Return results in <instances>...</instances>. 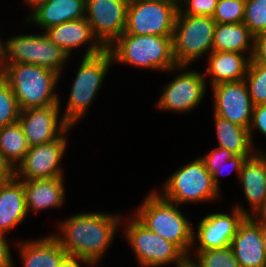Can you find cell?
<instances>
[{"instance_id": "6da1fadb", "label": "cell", "mask_w": 266, "mask_h": 267, "mask_svg": "<svg viewBox=\"0 0 266 267\" xmlns=\"http://www.w3.org/2000/svg\"><path fill=\"white\" fill-rule=\"evenodd\" d=\"M100 212L79 213L59 222L61 235L54 234L68 255L89 260L94 266L102 259L119 230L121 219Z\"/></svg>"}, {"instance_id": "7a4b0ae2", "label": "cell", "mask_w": 266, "mask_h": 267, "mask_svg": "<svg viewBox=\"0 0 266 267\" xmlns=\"http://www.w3.org/2000/svg\"><path fill=\"white\" fill-rule=\"evenodd\" d=\"M0 75L13 89L20 110L60 104L55 86L60 74L31 64H2Z\"/></svg>"}, {"instance_id": "3957f363", "label": "cell", "mask_w": 266, "mask_h": 267, "mask_svg": "<svg viewBox=\"0 0 266 267\" xmlns=\"http://www.w3.org/2000/svg\"><path fill=\"white\" fill-rule=\"evenodd\" d=\"M159 192L160 190L151 191L134 212V216L149 230L176 244L191 257L194 226L178 209L179 205L164 199Z\"/></svg>"}, {"instance_id": "277c9868", "label": "cell", "mask_w": 266, "mask_h": 267, "mask_svg": "<svg viewBox=\"0 0 266 267\" xmlns=\"http://www.w3.org/2000/svg\"><path fill=\"white\" fill-rule=\"evenodd\" d=\"M113 63L159 71H177L172 37L122 34L109 48Z\"/></svg>"}, {"instance_id": "5b68a950", "label": "cell", "mask_w": 266, "mask_h": 267, "mask_svg": "<svg viewBox=\"0 0 266 267\" xmlns=\"http://www.w3.org/2000/svg\"><path fill=\"white\" fill-rule=\"evenodd\" d=\"M112 62L113 57L108 49L94 56H82L74 82L70 87L71 90H69L65 112L62 113L64 121L70 127L76 125L84 115L86 116L88 108L102 87V82Z\"/></svg>"}, {"instance_id": "8992f818", "label": "cell", "mask_w": 266, "mask_h": 267, "mask_svg": "<svg viewBox=\"0 0 266 267\" xmlns=\"http://www.w3.org/2000/svg\"><path fill=\"white\" fill-rule=\"evenodd\" d=\"M69 54L55 45L47 35L22 34L9 37L2 44L0 66L2 64H31L50 69L61 75Z\"/></svg>"}, {"instance_id": "52a82bcc", "label": "cell", "mask_w": 266, "mask_h": 267, "mask_svg": "<svg viewBox=\"0 0 266 267\" xmlns=\"http://www.w3.org/2000/svg\"><path fill=\"white\" fill-rule=\"evenodd\" d=\"M216 22L209 16H192L181 14L176 16L172 50L178 66H188L200 57L213 52V40Z\"/></svg>"}, {"instance_id": "ba28073f", "label": "cell", "mask_w": 266, "mask_h": 267, "mask_svg": "<svg viewBox=\"0 0 266 267\" xmlns=\"http://www.w3.org/2000/svg\"><path fill=\"white\" fill-rule=\"evenodd\" d=\"M163 184V192L159 194L177 205L210 202L221 194L201 157L181 166Z\"/></svg>"}, {"instance_id": "9c48e42d", "label": "cell", "mask_w": 266, "mask_h": 267, "mask_svg": "<svg viewBox=\"0 0 266 267\" xmlns=\"http://www.w3.org/2000/svg\"><path fill=\"white\" fill-rule=\"evenodd\" d=\"M126 223L124 235L137 257L138 265L161 267L175 263L176 267L188 266V256L176 244L149 230L134 214Z\"/></svg>"}, {"instance_id": "30bf717a", "label": "cell", "mask_w": 266, "mask_h": 267, "mask_svg": "<svg viewBox=\"0 0 266 267\" xmlns=\"http://www.w3.org/2000/svg\"><path fill=\"white\" fill-rule=\"evenodd\" d=\"M178 9L158 1H129L123 34L172 37Z\"/></svg>"}, {"instance_id": "8fae6325", "label": "cell", "mask_w": 266, "mask_h": 267, "mask_svg": "<svg viewBox=\"0 0 266 267\" xmlns=\"http://www.w3.org/2000/svg\"><path fill=\"white\" fill-rule=\"evenodd\" d=\"M69 127L58 139L51 142L30 146L23 161L15 169V177L19 180H38L64 177L60 167L67 147Z\"/></svg>"}, {"instance_id": "7c38bea8", "label": "cell", "mask_w": 266, "mask_h": 267, "mask_svg": "<svg viewBox=\"0 0 266 267\" xmlns=\"http://www.w3.org/2000/svg\"><path fill=\"white\" fill-rule=\"evenodd\" d=\"M187 67L178 66V70L182 73L178 72L172 81L165 84L164 91L156 104L158 109L164 112L167 110L182 113L195 109L201 103L207 89L205 74L188 70Z\"/></svg>"}, {"instance_id": "4fadbf2b", "label": "cell", "mask_w": 266, "mask_h": 267, "mask_svg": "<svg viewBox=\"0 0 266 267\" xmlns=\"http://www.w3.org/2000/svg\"><path fill=\"white\" fill-rule=\"evenodd\" d=\"M129 0H86V20L108 49L124 32Z\"/></svg>"}, {"instance_id": "5bb4252c", "label": "cell", "mask_w": 266, "mask_h": 267, "mask_svg": "<svg viewBox=\"0 0 266 267\" xmlns=\"http://www.w3.org/2000/svg\"><path fill=\"white\" fill-rule=\"evenodd\" d=\"M231 212L230 215L215 212L203 217L198 223L197 232L193 231L192 249L197 242V247L195 246L196 250L231 246V241L240 223L248 216V211L239 203L234 206Z\"/></svg>"}, {"instance_id": "9a60e30c", "label": "cell", "mask_w": 266, "mask_h": 267, "mask_svg": "<svg viewBox=\"0 0 266 267\" xmlns=\"http://www.w3.org/2000/svg\"><path fill=\"white\" fill-rule=\"evenodd\" d=\"M214 98V114L249 129L253 112L245 80L223 82L211 86Z\"/></svg>"}, {"instance_id": "2e32d148", "label": "cell", "mask_w": 266, "mask_h": 267, "mask_svg": "<svg viewBox=\"0 0 266 267\" xmlns=\"http://www.w3.org/2000/svg\"><path fill=\"white\" fill-rule=\"evenodd\" d=\"M60 105L21 110V124L29 146L40 145L58 139L70 126L60 114Z\"/></svg>"}, {"instance_id": "e0dca14e", "label": "cell", "mask_w": 266, "mask_h": 267, "mask_svg": "<svg viewBox=\"0 0 266 267\" xmlns=\"http://www.w3.org/2000/svg\"><path fill=\"white\" fill-rule=\"evenodd\" d=\"M44 33L51 42L64 49L69 56L72 55V49L83 47L88 43L90 45L88 44L84 57L100 54L106 49L94 36L86 18L49 27Z\"/></svg>"}, {"instance_id": "ac0fdd59", "label": "cell", "mask_w": 266, "mask_h": 267, "mask_svg": "<svg viewBox=\"0 0 266 267\" xmlns=\"http://www.w3.org/2000/svg\"><path fill=\"white\" fill-rule=\"evenodd\" d=\"M231 247L240 267H266L261 225L251 216H246L240 223Z\"/></svg>"}, {"instance_id": "d6986e66", "label": "cell", "mask_w": 266, "mask_h": 267, "mask_svg": "<svg viewBox=\"0 0 266 267\" xmlns=\"http://www.w3.org/2000/svg\"><path fill=\"white\" fill-rule=\"evenodd\" d=\"M30 14L26 22H34L45 31L64 22L84 19L86 0H47L33 8Z\"/></svg>"}, {"instance_id": "ffe728a7", "label": "cell", "mask_w": 266, "mask_h": 267, "mask_svg": "<svg viewBox=\"0 0 266 267\" xmlns=\"http://www.w3.org/2000/svg\"><path fill=\"white\" fill-rule=\"evenodd\" d=\"M21 181L25 190L28 214L30 211L59 208L64 204L66 198L64 177Z\"/></svg>"}, {"instance_id": "44dd1931", "label": "cell", "mask_w": 266, "mask_h": 267, "mask_svg": "<svg viewBox=\"0 0 266 267\" xmlns=\"http://www.w3.org/2000/svg\"><path fill=\"white\" fill-rule=\"evenodd\" d=\"M239 180L251 208L248 211L250 216L266 199V152L259 148V151L243 162Z\"/></svg>"}, {"instance_id": "7402d4cb", "label": "cell", "mask_w": 266, "mask_h": 267, "mask_svg": "<svg viewBox=\"0 0 266 267\" xmlns=\"http://www.w3.org/2000/svg\"><path fill=\"white\" fill-rule=\"evenodd\" d=\"M28 215L23 182L15 176L0 185V234L21 224Z\"/></svg>"}, {"instance_id": "603a6c76", "label": "cell", "mask_w": 266, "mask_h": 267, "mask_svg": "<svg viewBox=\"0 0 266 267\" xmlns=\"http://www.w3.org/2000/svg\"><path fill=\"white\" fill-rule=\"evenodd\" d=\"M20 252L23 267H59L67 251L52 235L41 237L35 241L19 242L17 246Z\"/></svg>"}, {"instance_id": "cb8c5ba5", "label": "cell", "mask_w": 266, "mask_h": 267, "mask_svg": "<svg viewBox=\"0 0 266 267\" xmlns=\"http://www.w3.org/2000/svg\"><path fill=\"white\" fill-rule=\"evenodd\" d=\"M208 58L204 74L211 76L212 86L244 80L251 60L248 55L237 52H212Z\"/></svg>"}, {"instance_id": "d4e9b609", "label": "cell", "mask_w": 266, "mask_h": 267, "mask_svg": "<svg viewBox=\"0 0 266 267\" xmlns=\"http://www.w3.org/2000/svg\"><path fill=\"white\" fill-rule=\"evenodd\" d=\"M255 36L241 23H217L214 31L213 52H237L247 51L252 58Z\"/></svg>"}, {"instance_id": "484cf974", "label": "cell", "mask_w": 266, "mask_h": 267, "mask_svg": "<svg viewBox=\"0 0 266 267\" xmlns=\"http://www.w3.org/2000/svg\"><path fill=\"white\" fill-rule=\"evenodd\" d=\"M218 147L227 149L234 155L244 156L246 159L257 151L249 135V129L214 115Z\"/></svg>"}, {"instance_id": "4316f807", "label": "cell", "mask_w": 266, "mask_h": 267, "mask_svg": "<svg viewBox=\"0 0 266 267\" xmlns=\"http://www.w3.org/2000/svg\"><path fill=\"white\" fill-rule=\"evenodd\" d=\"M30 146L19 122L0 128V153L16 169Z\"/></svg>"}, {"instance_id": "83f0119b", "label": "cell", "mask_w": 266, "mask_h": 267, "mask_svg": "<svg viewBox=\"0 0 266 267\" xmlns=\"http://www.w3.org/2000/svg\"><path fill=\"white\" fill-rule=\"evenodd\" d=\"M201 159L204 161L205 167L212 175L213 184L218 191L221 189L219 185V176H222V173H225V170L227 171V167L228 170L232 168L239 178L242 164L246 160L244 156L234 155L227 149L221 147H215L212 151L203 155ZM227 173L228 171L225 174Z\"/></svg>"}, {"instance_id": "f1b7e54d", "label": "cell", "mask_w": 266, "mask_h": 267, "mask_svg": "<svg viewBox=\"0 0 266 267\" xmlns=\"http://www.w3.org/2000/svg\"><path fill=\"white\" fill-rule=\"evenodd\" d=\"M195 252V259L188 257L189 267H240L231 246Z\"/></svg>"}, {"instance_id": "f546056e", "label": "cell", "mask_w": 266, "mask_h": 267, "mask_svg": "<svg viewBox=\"0 0 266 267\" xmlns=\"http://www.w3.org/2000/svg\"><path fill=\"white\" fill-rule=\"evenodd\" d=\"M244 80L253 105L266 104V64L251 59Z\"/></svg>"}, {"instance_id": "4dcf8cb0", "label": "cell", "mask_w": 266, "mask_h": 267, "mask_svg": "<svg viewBox=\"0 0 266 267\" xmlns=\"http://www.w3.org/2000/svg\"><path fill=\"white\" fill-rule=\"evenodd\" d=\"M20 112L13 89L0 75V128L18 122Z\"/></svg>"}, {"instance_id": "1f68e13d", "label": "cell", "mask_w": 266, "mask_h": 267, "mask_svg": "<svg viewBox=\"0 0 266 267\" xmlns=\"http://www.w3.org/2000/svg\"><path fill=\"white\" fill-rule=\"evenodd\" d=\"M243 23L254 36L266 32V0H245Z\"/></svg>"}, {"instance_id": "d6a6232c", "label": "cell", "mask_w": 266, "mask_h": 267, "mask_svg": "<svg viewBox=\"0 0 266 267\" xmlns=\"http://www.w3.org/2000/svg\"><path fill=\"white\" fill-rule=\"evenodd\" d=\"M245 16V0H218L212 18L216 23H241Z\"/></svg>"}, {"instance_id": "836d02e7", "label": "cell", "mask_w": 266, "mask_h": 267, "mask_svg": "<svg viewBox=\"0 0 266 267\" xmlns=\"http://www.w3.org/2000/svg\"><path fill=\"white\" fill-rule=\"evenodd\" d=\"M217 2L218 0H181L182 5L179 7V12L181 14L192 16L212 17L214 15Z\"/></svg>"}, {"instance_id": "e575fe53", "label": "cell", "mask_w": 266, "mask_h": 267, "mask_svg": "<svg viewBox=\"0 0 266 267\" xmlns=\"http://www.w3.org/2000/svg\"><path fill=\"white\" fill-rule=\"evenodd\" d=\"M257 129L263 136L266 137V104H258L253 106L251 123L249 126L250 139L253 141V129Z\"/></svg>"}, {"instance_id": "d590c367", "label": "cell", "mask_w": 266, "mask_h": 267, "mask_svg": "<svg viewBox=\"0 0 266 267\" xmlns=\"http://www.w3.org/2000/svg\"><path fill=\"white\" fill-rule=\"evenodd\" d=\"M251 59L254 62L266 64V32L255 36L254 51Z\"/></svg>"}, {"instance_id": "8d00e7d4", "label": "cell", "mask_w": 266, "mask_h": 267, "mask_svg": "<svg viewBox=\"0 0 266 267\" xmlns=\"http://www.w3.org/2000/svg\"><path fill=\"white\" fill-rule=\"evenodd\" d=\"M7 236L0 234V267H14L9 243L6 240Z\"/></svg>"}, {"instance_id": "74e56055", "label": "cell", "mask_w": 266, "mask_h": 267, "mask_svg": "<svg viewBox=\"0 0 266 267\" xmlns=\"http://www.w3.org/2000/svg\"><path fill=\"white\" fill-rule=\"evenodd\" d=\"M15 176V169L0 153V185L9 182Z\"/></svg>"}, {"instance_id": "f35d334b", "label": "cell", "mask_w": 266, "mask_h": 267, "mask_svg": "<svg viewBox=\"0 0 266 267\" xmlns=\"http://www.w3.org/2000/svg\"><path fill=\"white\" fill-rule=\"evenodd\" d=\"M81 263L87 267L93 266V264L87 259L67 254L61 261L59 267H82Z\"/></svg>"}, {"instance_id": "ab89813d", "label": "cell", "mask_w": 266, "mask_h": 267, "mask_svg": "<svg viewBox=\"0 0 266 267\" xmlns=\"http://www.w3.org/2000/svg\"><path fill=\"white\" fill-rule=\"evenodd\" d=\"M250 216L260 225L266 226V199Z\"/></svg>"}, {"instance_id": "60d3db41", "label": "cell", "mask_w": 266, "mask_h": 267, "mask_svg": "<svg viewBox=\"0 0 266 267\" xmlns=\"http://www.w3.org/2000/svg\"><path fill=\"white\" fill-rule=\"evenodd\" d=\"M129 1H145V0H129ZM147 1H158L166 4H171L174 5L178 10L181 5V0H147Z\"/></svg>"}, {"instance_id": "b9f144b4", "label": "cell", "mask_w": 266, "mask_h": 267, "mask_svg": "<svg viewBox=\"0 0 266 267\" xmlns=\"http://www.w3.org/2000/svg\"><path fill=\"white\" fill-rule=\"evenodd\" d=\"M47 0H24V4L30 6L32 9L35 8L37 5L46 2Z\"/></svg>"}, {"instance_id": "7bdbcfd3", "label": "cell", "mask_w": 266, "mask_h": 267, "mask_svg": "<svg viewBox=\"0 0 266 267\" xmlns=\"http://www.w3.org/2000/svg\"><path fill=\"white\" fill-rule=\"evenodd\" d=\"M261 238L263 242V247L266 253V226L261 225Z\"/></svg>"}, {"instance_id": "ee69618b", "label": "cell", "mask_w": 266, "mask_h": 267, "mask_svg": "<svg viewBox=\"0 0 266 267\" xmlns=\"http://www.w3.org/2000/svg\"><path fill=\"white\" fill-rule=\"evenodd\" d=\"M2 44H3V41H2V39L0 38V57H1V54H2Z\"/></svg>"}]
</instances>
